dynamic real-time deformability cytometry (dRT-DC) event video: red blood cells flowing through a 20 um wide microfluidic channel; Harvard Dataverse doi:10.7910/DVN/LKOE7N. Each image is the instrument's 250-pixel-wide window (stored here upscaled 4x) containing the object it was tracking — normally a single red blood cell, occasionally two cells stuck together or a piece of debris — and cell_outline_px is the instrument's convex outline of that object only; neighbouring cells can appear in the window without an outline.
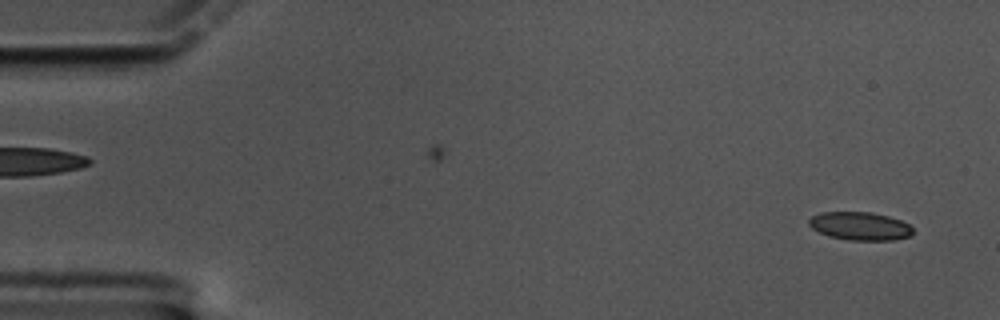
{"species": "common noctule bat (a hibernating species)", "species_latin": "Nyctalus noctula", "temperature_condition": "cold", "stored_images_in_passage": 51, "camera_frame_rate_fps": 3000, "um_per_image_px": 0.085, "animal": {"sex": "male", "body_mass_g": 17.5, "forearm_length_mm": 52.3}, "frame": {"image": 1, "passage_image": 3, "time_ms": 0.667, "image_size_px": [1000, 320], "cell_outline_px": [[912, 236], [892, 240], [848, 240], [828, 236], [812, 228], [808, 224], [808, 220], [812, 216], [820, 212], [872, 212], [888, 216], [900, 220], [908, 224], [912, 228]], "centroid_in_image_um": [73.09, 19.21], "position_along_channel_um": 11.9, "area_um2": 17.11}}
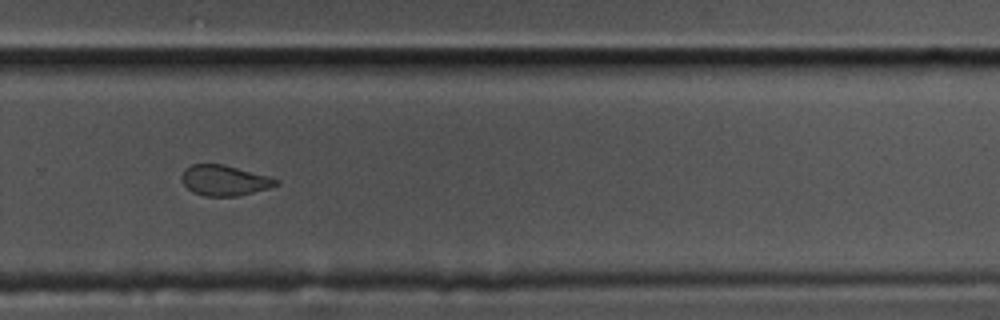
{"frame": {"image": 2, "passage_image": 40, "time_ms": 13.0, "image_size_px": [1000, 320], "cell_outline_px": [[280, 184], [268, 188], [240, 196], [204, 196], [192, 192], [184, 184], [180, 176], [184, 168], [192, 164], [224, 164], [268, 176], [280, 180]], "centroid_in_image_um": [19.07, 15.33], "position_along_channel_um": 310.7, "area_um2": 16.88}}
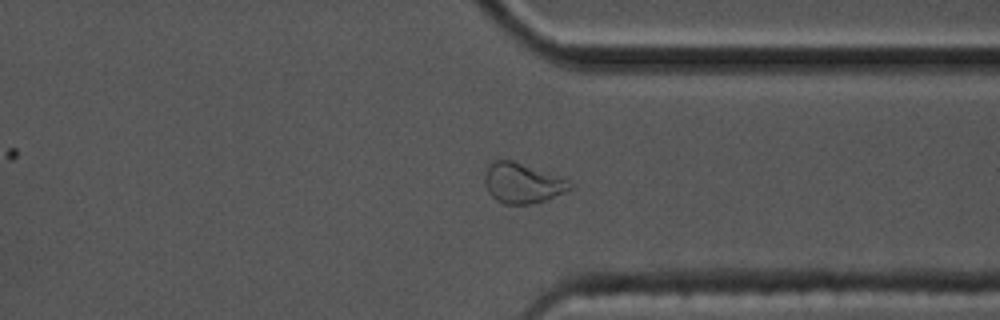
{"frame": {"image": 3, "passage_image": 45, "time_ms": 14.667, "image_size_px": [1000, 320], "cell_outline_px": [[572, 188], [548, 200], [532, 204], [504, 204], [496, 200], [488, 192], [484, 184], [484, 176], [488, 164], [492, 160], [512, 160], [568, 180], [572, 184]], "centroid_in_image_um": [44.36, 15.58], "position_along_channel_um": 367.0, "area_um2": 19.94}, "authors_computed_cell_mechanics": {"area_um2": 17.629, "velocity_mm_per_s": 3.3888, "shape_relaxation_time_tau1_ms": null, "shape_relaxation_time_tau2_ms": 1.714, "deformation_change_tau1": null, "deformation_change_tau2": 0.0698}}